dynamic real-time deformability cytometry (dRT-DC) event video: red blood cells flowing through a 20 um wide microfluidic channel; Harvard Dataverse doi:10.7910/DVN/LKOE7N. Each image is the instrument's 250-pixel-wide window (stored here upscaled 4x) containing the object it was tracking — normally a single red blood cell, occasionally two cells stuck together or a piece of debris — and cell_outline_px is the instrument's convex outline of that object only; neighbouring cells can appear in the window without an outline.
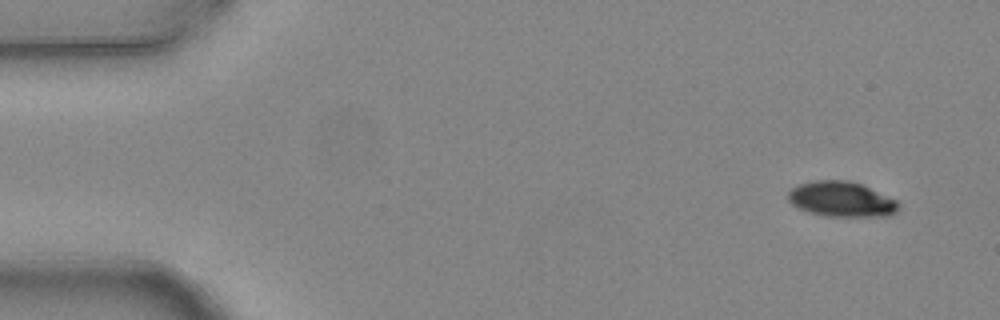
{"species": "common noctule bat (a hibernating species)", "species_latin": "Nyctalus noctula", "temperature_condition": "warm", "stored_images_in_passage": 5, "camera_frame_rate_fps": 3000, "um_per_image_px": 0.085, "animal": {"sex": "female", "body_mass_g": 24.6, "forearm_length_mm": 56.2}, "frame": {"image": 1, "passage_image": 1, "time_ms": 0.0, "image_size_px": [1000, 320], "cell_outline_px": [[900, 208], [896, 212], [888, 216], [824, 216], [808, 212], [792, 204], [788, 200], [788, 192], [792, 188], [800, 184], [816, 180], [848, 180], [860, 184], [896, 200], [900, 204]], "centroid_in_image_um": [71.52, 16.94], "position_along_channel_um": 13.5, "area_um2": 22.48}}
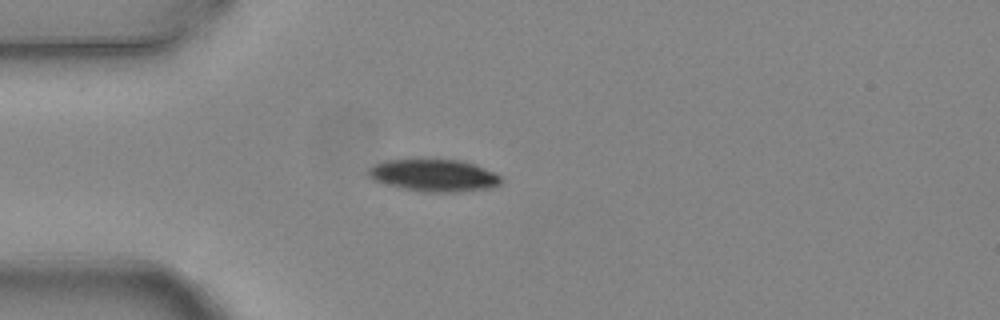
{"frame": {"image": 2, "passage_image": 4, "time_ms": 1.0, "image_size_px": [1000, 320], "cell_outline_px": [[500, 184], [488, 188], [460, 192], [420, 192], [400, 188], [376, 180], [368, 176], [368, 168], [372, 164], [384, 160], [460, 160], [484, 168], [500, 176]], "centroid_in_image_um": [36.84, 14.92], "position_along_channel_um": 48.2, "area_um2": 24.68}}